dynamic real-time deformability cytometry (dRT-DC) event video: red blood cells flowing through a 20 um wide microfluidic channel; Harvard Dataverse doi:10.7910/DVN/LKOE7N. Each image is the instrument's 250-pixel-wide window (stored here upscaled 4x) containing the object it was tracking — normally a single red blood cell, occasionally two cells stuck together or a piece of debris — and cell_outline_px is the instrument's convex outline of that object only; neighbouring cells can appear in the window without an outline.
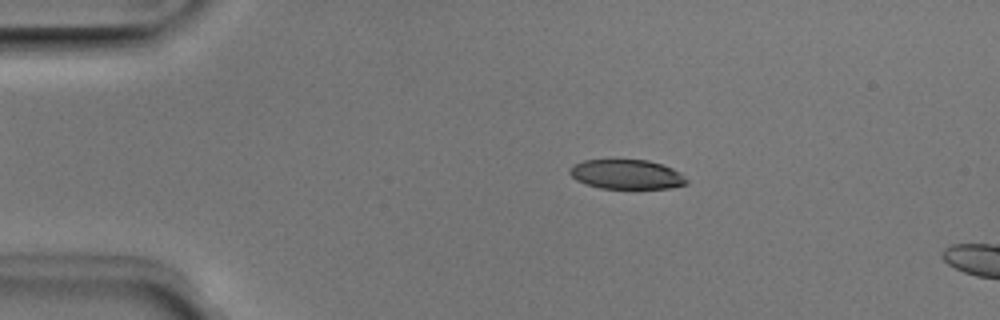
{"species": "Egyptian fruit bat (a non-hibernating species)", "species_latin": "Rousettus aegyptiacus", "temperature_condition": "room temperature", "stored_images_in_passage": 14, "camera_frame_rate_fps": 3000, "um_per_image_px": 0.085, "animal": {"sex": "male"}, "frame": {"image": 1, "passage_image": 10, "time_ms": 3.0, "image_size_px": [1000, 320], "cell_outline_px": [[688, 184], [668, 188], [600, 188], [584, 184], [576, 180], [568, 172], [568, 168], [572, 164], [584, 160], [648, 160], [672, 168], [680, 172], [688, 180]], "centroid_in_image_um": [53.23, 14.82], "position_along_channel_um": 31.8, "area_um2": 20.17}}